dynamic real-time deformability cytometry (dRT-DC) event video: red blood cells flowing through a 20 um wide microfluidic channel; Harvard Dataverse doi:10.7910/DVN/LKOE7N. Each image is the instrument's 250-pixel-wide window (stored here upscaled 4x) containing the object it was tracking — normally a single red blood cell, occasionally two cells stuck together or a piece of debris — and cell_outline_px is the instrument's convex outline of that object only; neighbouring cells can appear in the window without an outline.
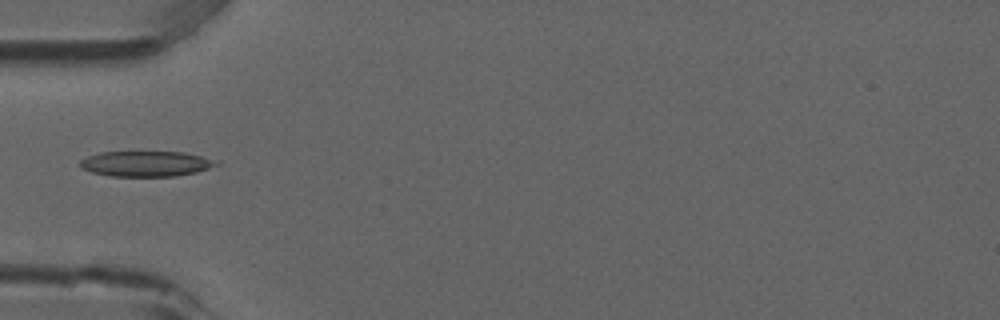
{"species": "common noctule bat (a hibernating species)", "species_latin": "Nyctalus noctula", "temperature_condition": "room temperature", "stored_images_in_passage": 5, "camera_frame_rate_fps": 3000, "um_per_image_px": 0.085, "animal": {"sex": "male", "forearm_length_mm": 52.5}, "frame": {"image": 1, "passage_image": 5, "time_ms": 1.333, "image_size_px": [1000, 320], "cell_outline_px": [[220, 164], [196, 172], [176, 176], [108, 176], [92, 172], [80, 168], [80, 160], [88, 156], [100, 152], [184, 152], [220, 160]], "centroid_in_image_um": [12.43, 13.91], "position_along_channel_um": 72.6, "area_um2": 20.29}}